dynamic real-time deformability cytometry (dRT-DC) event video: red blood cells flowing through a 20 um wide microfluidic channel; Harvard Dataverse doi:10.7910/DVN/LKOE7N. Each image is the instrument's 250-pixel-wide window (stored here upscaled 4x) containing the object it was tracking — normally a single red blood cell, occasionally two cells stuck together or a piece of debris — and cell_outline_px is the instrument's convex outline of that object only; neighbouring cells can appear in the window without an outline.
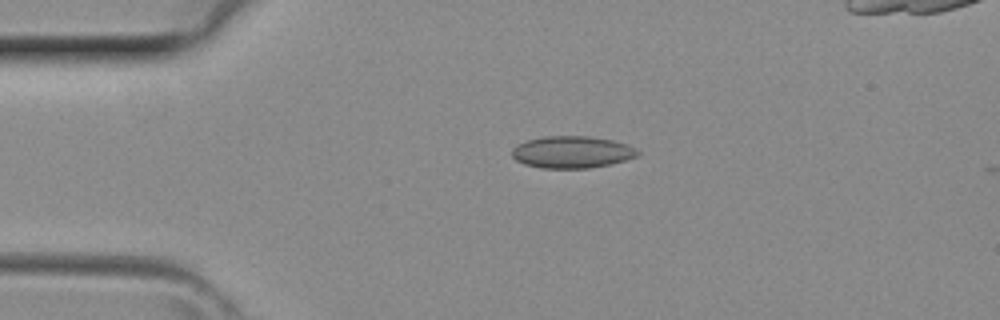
{"species": "common noctule bat (a hibernating species)", "species_latin": "Nyctalus noctula", "temperature_condition": "room temperature", "stored_images_in_passage": 3, "camera_frame_rate_fps": 3000, "um_per_image_px": 0.085, "animal": {"sex": "female", "body_mass_g": 29.2, "forearm_length_mm": 56.3}, "frame": {"image": 1, "passage_image": 2, "time_ms": 0.333, "image_size_px": [1000, 320], "cell_outline_px": [[640, 152], [636, 156], [624, 160], [608, 164], [588, 168], [540, 168], [524, 164], [516, 160], [512, 156], [512, 148], [516, 144], [528, 140], [544, 136], [588, 136], [612, 140], [628, 144], [636, 148]], "centroid_in_image_um": [48.59, 12.92], "position_along_channel_um": 36.4, "area_um2": 23.41}}
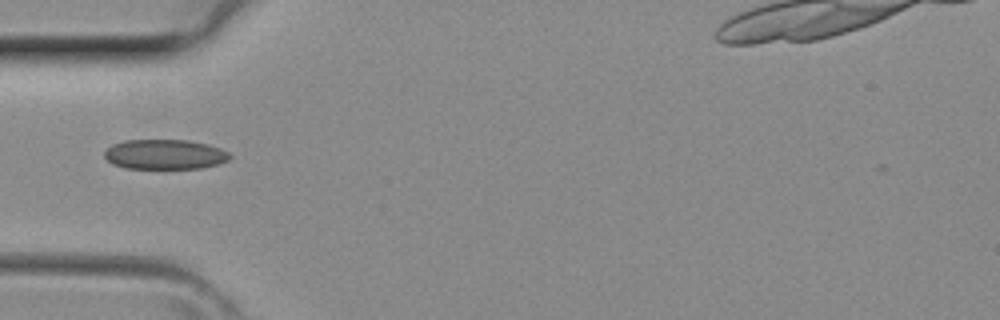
{"frame": {"image": 2, "passage_image": 3, "time_ms": 0.667, "image_size_px": [1000, 320], "cell_outline_px": [[232, 156], [228, 160], [216, 164], [200, 168], [124, 168], [112, 164], [104, 156], [104, 152], [112, 144], [124, 140], [188, 140], [208, 144], [220, 148], [228, 152]], "centroid_in_image_um": [13.99, 13.11], "position_along_channel_um": 71.0, "area_um2": 21.79}}